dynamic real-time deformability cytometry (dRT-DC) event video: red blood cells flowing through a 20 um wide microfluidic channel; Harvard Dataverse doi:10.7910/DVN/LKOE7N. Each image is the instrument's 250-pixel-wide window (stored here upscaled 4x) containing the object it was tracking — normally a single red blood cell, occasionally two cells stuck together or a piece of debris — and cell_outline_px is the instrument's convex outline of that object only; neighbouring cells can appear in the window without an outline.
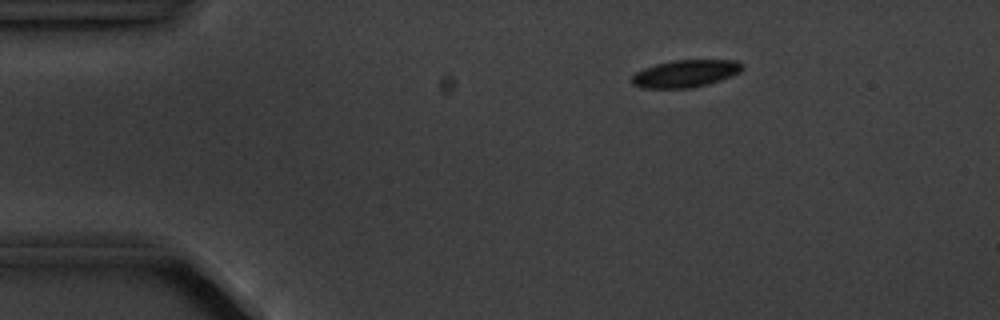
{"species": "common noctule bat (a hibernating species)", "species_latin": "Nyctalus noctula", "temperature_condition": "cold", "stored_images_in_passage": 4, "camera_frame_rate_fps": 3000, "um_per_image_px": 0.085, "animal": {"sex": "male", "body_mass_g": 20.1, "forearm_length_mm": 53.5}, "frame": {"image": 1, "passage_image": 2, "time_ms": 2.0, "image_size_px": [1000, 320], "cell_outline_px": [[744, 68], [740, 72], [720, 80], [708, 84], [688, 88], [640, 88], [632, 84], [632, 76], [636, 72], [644, 68], [656, 64], [672, 60], [736, 60]], "centroid_in_image_um": [58.23, 6.25], "position_along_channel_um": 26.8, "area_um2": 17.51}}